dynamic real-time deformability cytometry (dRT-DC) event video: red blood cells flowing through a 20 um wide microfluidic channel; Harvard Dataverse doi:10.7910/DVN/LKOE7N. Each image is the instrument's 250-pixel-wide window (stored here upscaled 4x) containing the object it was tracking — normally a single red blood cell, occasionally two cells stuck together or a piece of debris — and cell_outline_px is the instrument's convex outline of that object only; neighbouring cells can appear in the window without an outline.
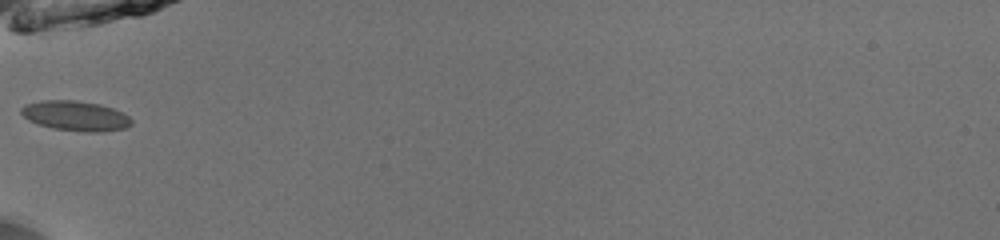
{"species": "common noctule bat (a hibernating species)", "species_latin": "Nyctalus noctula", "temperature_condition": "room temperature", "stored_images_in_passage": 33, "camera_frame_rate_fps": 3000, "um_per_image_px": 0.085, "animal": {"sex": "male", "body_mass_g": 13.0, "forearm_length_mm": 53.1}, "frame": {"image": 1, "passage_image": 1, "time_ms": 0.0, "image_size_px": [1000, 240], "cell_outline_px": [[132, 124], [124, 128], [100, 132], [92, 132], [56, 128], [40, 124], [28, 120], [20, 112], [20, 108], [24, 104], [40, 100], [76, 100], [100, 104], [112, 108], [128, 116], [132, 120]], "centroid_in_image_um": [6.4, 9.82], "position_along_channel_um": 78.6, "area_um2": 19.02}}
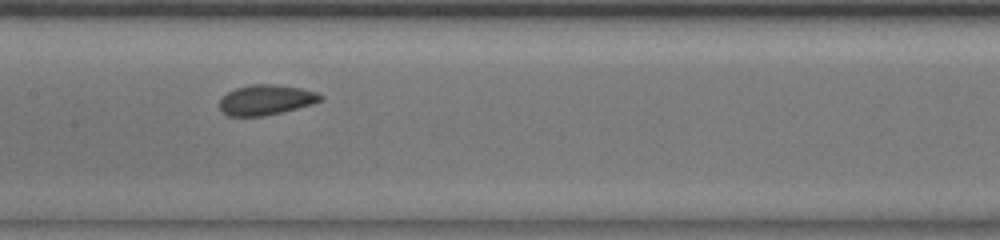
{"frame": {"image": 2, "passage_image": 9, "time_ms": 2.667, "image_size_px": [1000, 240], "cell_outline_px": [[324, 96], [320, 100], [312, 104], [264, 116], [228, 116], [220, 108], [220, 100], [228, 92], [236, 88], [252, 84], [276, 84], [300, 88], [316, 92]], "centroid_in_image_um": [22.61, 8.48], "position_along_channel_um": 184.8, "area_um2": 17.51}}
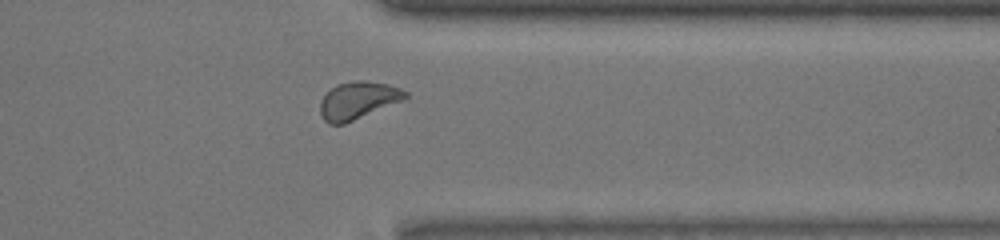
{"frame": {"image": 3, "passage_image": 24, "time_ms": 7.667, "image_size_px": [1000, 240], "cell_outline_px": [[408, 96], [404, 100], [344, 124], [328, 124], [324, 120], [320, 112], [320, 100], [336, 84], [356, 80], [364, 80], [388, 84], [400, 88], [408, 92]], "centroid_in_image_um": [30.44, 8.53], "position_along_channel_um": 381.0, "area_um2": 18.61}, "authors_computed_cell_mechanics": {"area_um2": 17.8602, "velocity_mm_per_s": 3.9438, "shape_relaxation_time_tau1_ms": 3.1793, "shape_relaxation_time_tau2_ms": 0.6279, "deformation_change_tau1": 0.0753, "deformation_change_tau2": 0.0374}}